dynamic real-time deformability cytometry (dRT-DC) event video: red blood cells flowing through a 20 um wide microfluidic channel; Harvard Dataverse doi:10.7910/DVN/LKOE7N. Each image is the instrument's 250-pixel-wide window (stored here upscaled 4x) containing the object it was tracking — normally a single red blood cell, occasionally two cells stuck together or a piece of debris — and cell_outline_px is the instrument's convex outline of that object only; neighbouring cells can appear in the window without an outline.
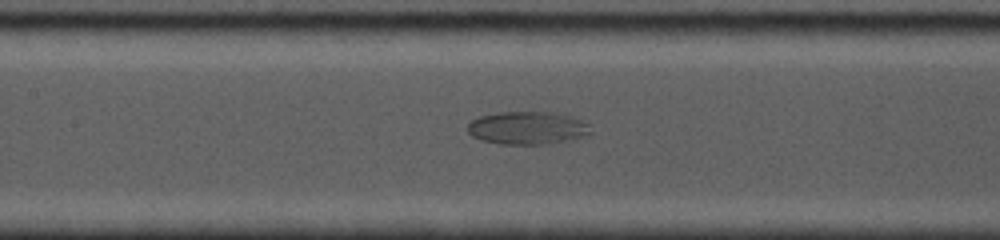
{"species": "common noctule bat (a hibernating species)", "species_latin": "Nyctalus noctula", "temperature_condition": "cold", "stored_images_in_passage": 65, "camera_frame_rate_fps": 5000, "um_per_image_px": 0.085, "animal": {"sex": "female", "body_mass_g": 19.0, "forearm_length_mm": 53.3}, "frame": {"image": 1, "passage_image": 27, "time_ms": 7.6, "image_size_px": [1000, 240], "cell_outline_px": [[592, 136], [548, 144], [500, 144], [480, 140], [472, 136], [468, 132], [468, 124], [472, 120], [480, 116], [500, 112], [560, 112], [580, 120], [588, 124], [592, 132]], "centroid_in_image_um": [44.88, 10.88], "position_along_channel_um": 162.5, "area_um2": 23.93}}
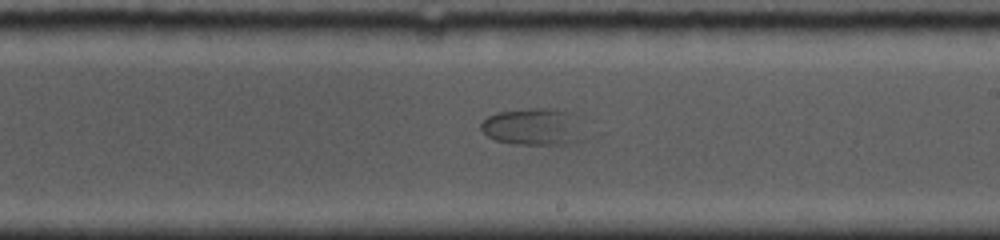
{"frame": {"image": 2, "passage_image": 35, "time_ms": 9.8, "image_size_px": [1000, 240], "cell_outline_px": [[580, 140], [568, 144], [512, 144], [496, 140], [488, 136], [480, 128], [480, 124], [488, 116], [496, 112], [528, 108], [552, 108], [572, 112]], "centroid_in_image_um": [45.21, 10.76], "position_along_channel_um": 243.8, "area_um2": 21.73}}
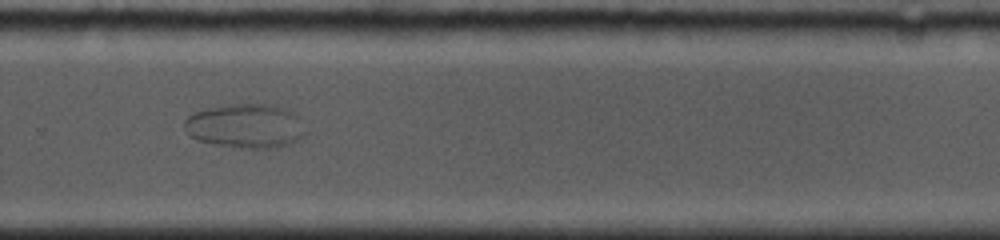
{"frame": {"image": 3, "passage_image": 41, "time_ms": 11.6, "image_size_px": [1000, 240], "cell_outline_px": [[308, 132], [304, 136], [292, 144], [268, 148], [248, 148], [216, 144], [196, 140], [184, 128], [184, 120], [188, 116], [196, 112], [208, 108], [232, 104], [272, 104], [296, 112]], "centroid_in_image_um": [20.94, 10.7], "position_along_channel_um": 308.9, "area_um2": 31.33}}